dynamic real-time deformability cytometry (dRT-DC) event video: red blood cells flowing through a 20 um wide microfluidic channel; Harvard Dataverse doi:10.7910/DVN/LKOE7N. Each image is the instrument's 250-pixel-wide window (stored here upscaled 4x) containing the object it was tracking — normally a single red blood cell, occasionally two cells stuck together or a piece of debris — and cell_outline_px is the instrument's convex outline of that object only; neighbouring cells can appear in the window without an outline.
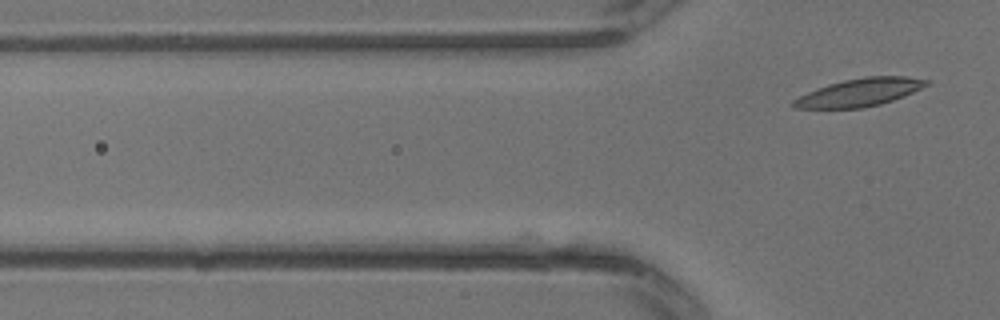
{"species": "common noctule bat (a hibernating species)", "species_latin": "Nyctalus noctula", "temperature_condition": "warm", "stored_images_in_passage": 5, "camera_frame_rate_fps": 3000, "um_per_image_px": 0.085, "animal": {"sex": "male", "body_mass_g": 13.3}, "frame": {"image": 1, "passage_image": 5, "time_ms": 1.333, "image_size_px": [1000, 320], "cell_outline_px": [[928, 84], [904, 96], [880, 104], [864, 108], [792, 108], [788, 104], [792, 100], [816, 88], [828, 84], [844, 80], [864, 76], [908, 76], [928, 80]], "centroid_in_image_um": [73.01, 7.85], "position_along_channel_um": 52.8, "area_um2": 21.56}}